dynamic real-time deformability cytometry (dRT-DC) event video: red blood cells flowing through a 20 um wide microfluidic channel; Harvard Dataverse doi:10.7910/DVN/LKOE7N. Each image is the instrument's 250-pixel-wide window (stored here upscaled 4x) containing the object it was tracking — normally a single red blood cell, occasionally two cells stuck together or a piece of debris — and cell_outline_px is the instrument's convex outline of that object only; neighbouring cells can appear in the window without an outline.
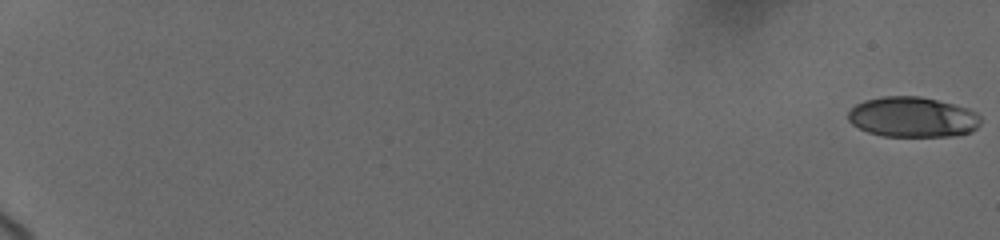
{"species": "human", "species_latin": "Homo sapiens", "temperature_condition": "cold", "stored_images_in_passage": 15, "camera_frame_rate_fps": 3000, "um_per_image_px": 0.085, "donor": {"sex": "female"}, "frame": {"image": 1, "passage_image": 1, "time_ms": 0.0, "image_size_px": [1000, 240], "cell_outline_px": [[980, 124], [972, 132], [956, 136], [884, 136], [868, 132], [852, 124], [848, 120], [848, 112], [856, 104], [864, 100], [884, 96], [920, 96], [968, 108], [976, 112], [980, 116]], "centroid_in_image_um": [77.58, 9.95], "position_along_channel_um": 7.4, "area_um2": 31.15}}
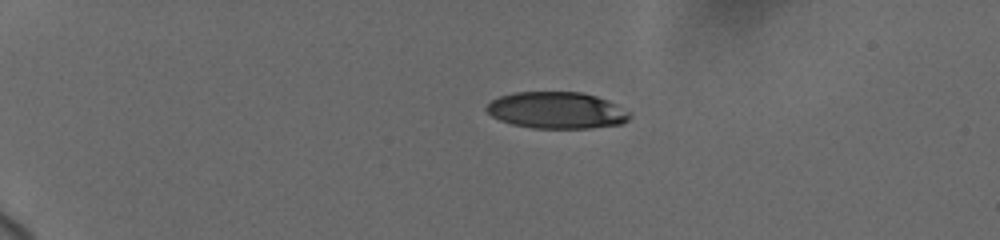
{"frame": {"image": 2, "passage_image": 11, "time_ms": 5.0, "image_size_px": [1000, 240], "cell_outline_px": [[632, 116], [624, 124], [592, 128], [532, 128], [512, 124], [500, 120], [492, 116], [484, 108], [492, 100], [500, 96], [512, 92], [584, 92], [608, 100], [628, 112]], "centroid_in_image_um": [47.33, 9.38], "position_along_channel_um": 37.7, "area_um2": 30.69}}
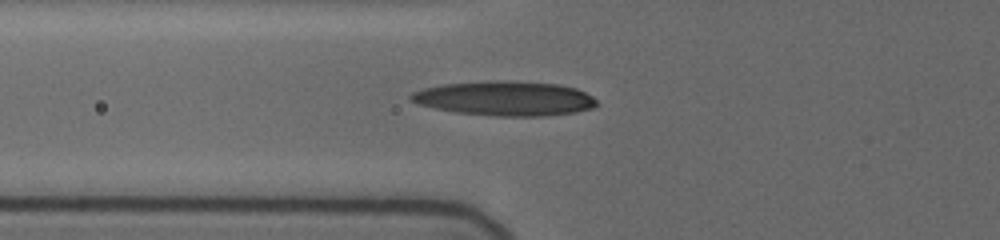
{"frame": {"image": 3, "passage_image": 15, "time_ms": 8.333, "image_size_px": [1000, 240], "cell_outline_px": [[596, 108], [576, 112], [548, 116], [492, 116], [456, 112], [436, 108], [420, 104], [412, 100], [408, 96], [412, 92], [424, 88], [444, 84], [488, 80], [512, 80], [556, 84], [576, 88], [592, 96], [596, 100]], "centroid_in_image_um": [42.95, 8.36], "position_along_channel_um": 82.8, "area_um2": 37.57}}